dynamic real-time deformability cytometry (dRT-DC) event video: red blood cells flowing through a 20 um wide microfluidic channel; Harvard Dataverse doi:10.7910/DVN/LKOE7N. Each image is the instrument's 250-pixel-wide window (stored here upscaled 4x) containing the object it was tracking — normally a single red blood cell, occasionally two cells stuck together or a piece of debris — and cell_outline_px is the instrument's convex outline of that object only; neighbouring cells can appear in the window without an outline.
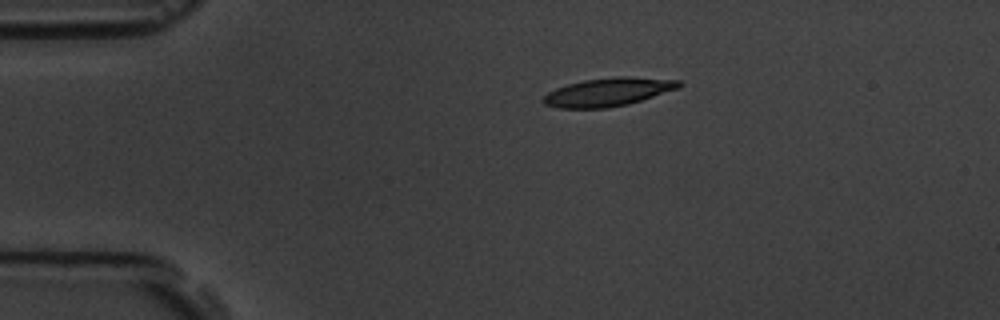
{"species": "common noctule bat (a hibernating species)", "species_latin": "Nyctalus noctula", "temperature_condition": "room temperature", "stored_images_in_passage": 13, "camera_frame_rate_fps": 3000, "um_per_image_px": 0.085, "animal": {"sex": "male", "body_mass_g": 19.5, "forearm_length_mm": 54.6}, "frame": {"image": 1, "passage_image": 1, "time_ms": 0.0, "image_size_px": [1000, 320], "cell_outline_px": [[684, 84], [680, 88], [628, 104], [608, 108], [556, 108], [544, 104], [540, 100], [548, 92], [556, 88], [568, 84], [584, 80], [612, 76], [632, 76], [680, 80]], "centroid_in_image_um": [51.71, 7.81], "position_along_channel_um": 33.3, "area_um2": 22.72}}
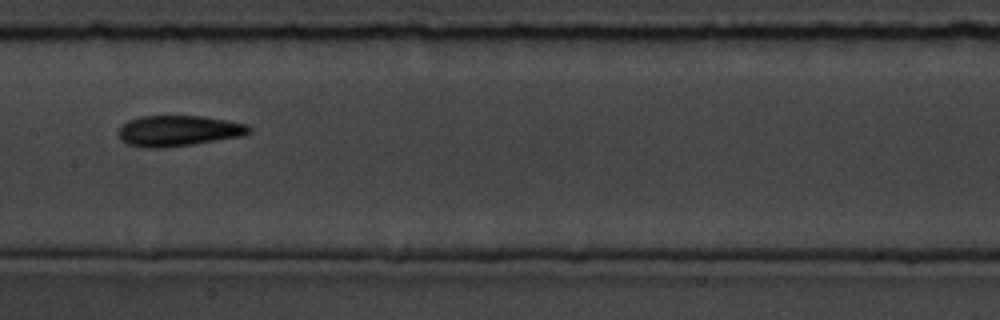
{"frame": {"image": 2, "passage_image": 6, "time_ms": 5.667, "image_size_px": [1000, 320], "cell_outline_px": [[252, 132], [244, 136], [192, 144], [164, 148], [144, 148], [128, 144], [120, 140], [116, 132], [128, 120], [140, 116], [200, 116], [228, 120], [248, 124], [252, 128]], "centroid_in_image_um": [15.18, 11.12], "position_along_channel_um": 192.2, "area_um2": 23.7}}
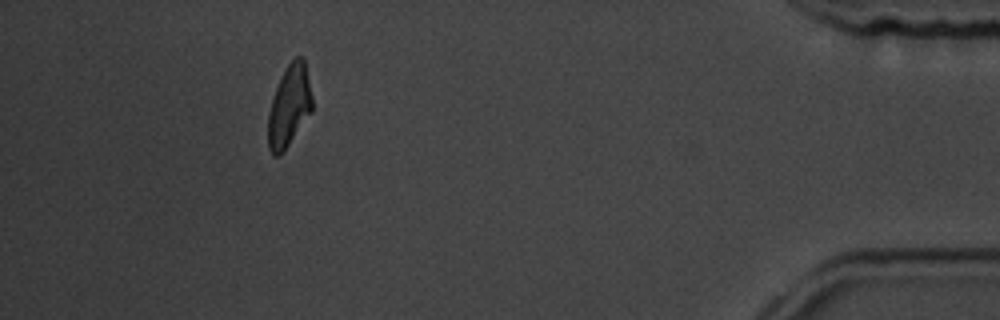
{"frame": {"image": 3, "passage_image": 12, "time_ms": 13.333, "image_size_px": [1000, 320], "cell_outline_px": [[312, 112], [284, 152], [280, 156], [272, 156], [268, 148], [268, 112], [280, 76], [284, 68], [296, 56], [304, 56], [312, 96]], "centroid_in_image_um": [24.58, 9.03], "position_along_channel_um": 410.6, "area_um2": 21.33}, "authors_computed_cell_mechanics": {"area_um2": 22.253, "velocity_mm_per_s": 3.613, "shape_relaxation_time_tau1_ms": 6.0549, "shape_relaxation_time_tau2_ms": 3.4849, "deformation_change_tau1": 0.161, "deformation_change_tau2": 0.109}}